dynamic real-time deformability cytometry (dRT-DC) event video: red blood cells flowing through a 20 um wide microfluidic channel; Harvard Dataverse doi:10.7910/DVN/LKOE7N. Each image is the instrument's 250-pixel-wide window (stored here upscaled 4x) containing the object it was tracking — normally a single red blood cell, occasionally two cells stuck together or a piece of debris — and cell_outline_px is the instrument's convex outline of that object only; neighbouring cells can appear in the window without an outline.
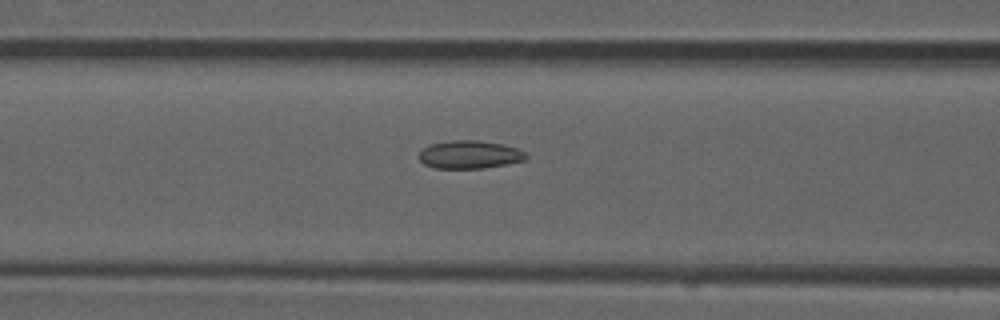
{"species": "common noctule bat (a hibernating species)", "species_latin": "Nyctalus noctula", "temperature_condition": "room temperature", "stored_images_in_passage": 52, "camera_frame_rate_fps": 3000, "um_per_image_px": 0.085, "animal": {"sex": "male", "forearm_length_mm": 52.5}, "frame": {"image": 1, "passage_image": 21, "time_ms": 6.667, "image_size_px": [1000, 320], "cell_outline_px": [[528, 156], [524, 160], [508, 164], [484, 168], [432, 168], [424, 164], [420, 160], [420, 152], [428, 144], [452, 140], [480, 140], [504, 144], [516, 148], [524, 152]], "centroid_in_image_um": [39.92, 13.13], "position_along_channel_um": 126.7, "area_um2": 17.57}}
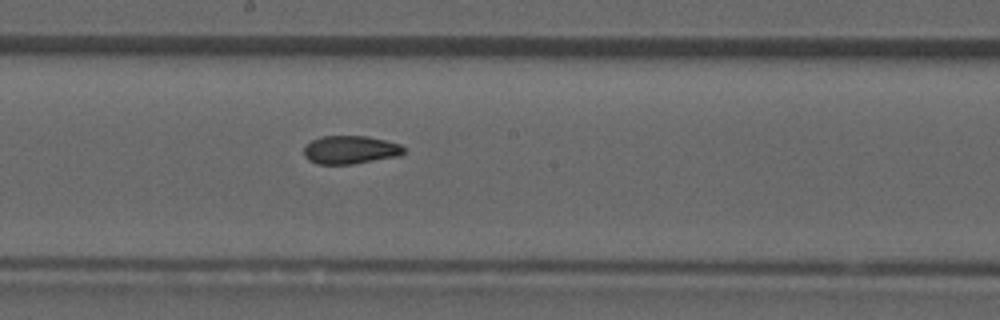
{"frame": {"image": 2, "passage_image": 28, "time_ms": 9.0, "image_size_px": [1000, 320], "cell_outline_px": [[404, 152], [400, 156], [352, 164], [316, 164], [308, 160], [304, 156], [304, 144], [320, 136], [368, 136], [400, 144], [404, 148]], "centroid_in_image_um": [29.74, 12.73], "position_along_channel_um": 218.5, "area_um2": 16.59}}
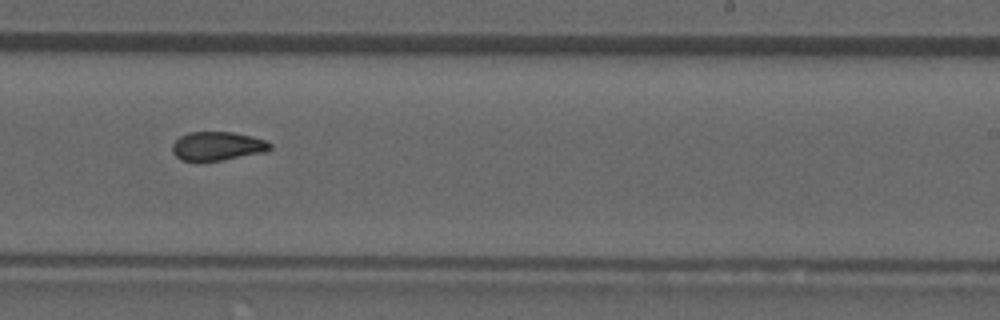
{"frame": {"image": 3, "passage_image": 32, "time_ms": 10.333, "image_size_px": [1000, 320], "cell_outline_px": [[272, 148], [268, 152], [224, 160], [196, 164], [180, 160], [172, 152], [172, 144], [180, 136], [188, 132], [232, 132], [252, 136], [268, 140], [272, 144]], "centroid_in_image_um": [18.48, 12.46], "position_along_channel_um": 270.5, "area_um2": 17.22}, "authors_computed_cell_mechanics": {"area_um2": 17.1666, "velocity_mm_per_s": 3.9345, "shape_relaxation_time_tau1_ms": null, "shape_relaxation_time_tau2_ms": 1.9268, "deformation_change_tau1": null, "deformation_change_tau2": 0.0852}}